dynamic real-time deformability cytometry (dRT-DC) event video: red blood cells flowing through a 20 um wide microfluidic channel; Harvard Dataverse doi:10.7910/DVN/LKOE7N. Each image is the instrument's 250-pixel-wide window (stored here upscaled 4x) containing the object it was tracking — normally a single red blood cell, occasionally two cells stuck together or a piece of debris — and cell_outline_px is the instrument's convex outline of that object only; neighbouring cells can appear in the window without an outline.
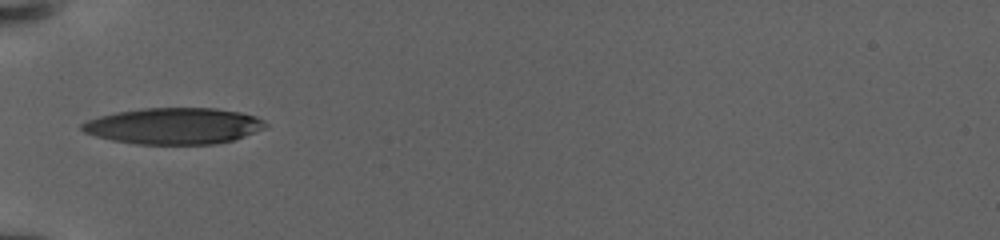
{"species": "human", "species_latin": "Homo sapiens", "temperature_condition": "warm", "stored_images_in_passage": 31, "camera_frame_rate_fps": 3000, "um_per_image_px": 0.085, "donor": {"sex": "female"}, "frame": {"image": 1, "passage_image": 1, "time_ms": 0.0, "image_size_px": [1000, 240], "cell_outline_px": [[268, 128], [232, 140], [216, 144], [136, 144], [112, 140], [96, 136], [84, 132], [80, 128], [80, 124], [88, 120], [100, 116], [116, 112], [144, 108], [216, 108], [240, 112], [256, 116], [264, 120], [268, 124]], "centroid_in_image_um": [14.81, 10.7], "position_along_channel_um": 70.2, "area_um2": 38.96}}
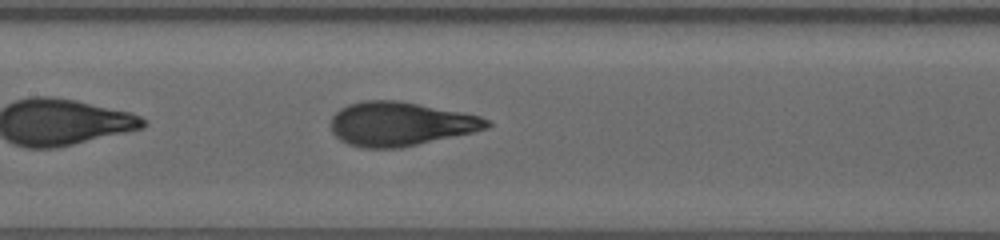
{"frame": {"image": 2, "passage_image": 12, "time_ms": 3.667, "image_size_px": [1000, 240], "cell_outline_px": [[492, 124], [488, 128], [472, 132], [400, 148], [364, 148], [348, 144], [340, 140], [332, 132], [332, 116], [340, 108], [348, 104], [364, 100], [400, 100], [480, 116], [488, 120]], "centroid_in_image_um": [34.0, 10.53], "position_along_channel_um": 173.4, "area_um2": 39.77}}
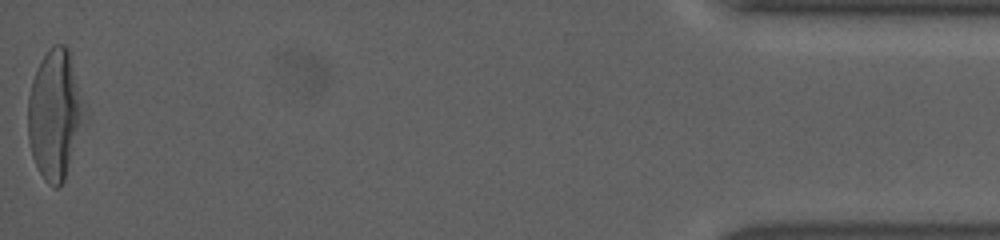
{"frame": {"image": 3, "passage_image": 31, "time_ms": 15.333, "image_size_px": [1000, 240], "cell_outline_px": [[88, 116], [64, 180], [56, 188], [48, 184], [44, 180], [32, 156], [28, 136], [28, 96], [32, 80], [44, 56], [52, 44], [64, 44], [68, 48], [88, 108]], "centroid_in_image_um": [4.73, 9.72], "position_along_channel_um": 430.5, "area_um2": 43.35}, "authors_computed_cell_mechanics": {"area_um2": 39.6508, "velocity_mm_per_s": 2.9046, "shape_relaxation_time_tau1_ms": 4.8556, "shape_relaxation_time_tau2_ms": null, "deformation_change_tau1": 0.2294, "deformation_change_tau2": null}}